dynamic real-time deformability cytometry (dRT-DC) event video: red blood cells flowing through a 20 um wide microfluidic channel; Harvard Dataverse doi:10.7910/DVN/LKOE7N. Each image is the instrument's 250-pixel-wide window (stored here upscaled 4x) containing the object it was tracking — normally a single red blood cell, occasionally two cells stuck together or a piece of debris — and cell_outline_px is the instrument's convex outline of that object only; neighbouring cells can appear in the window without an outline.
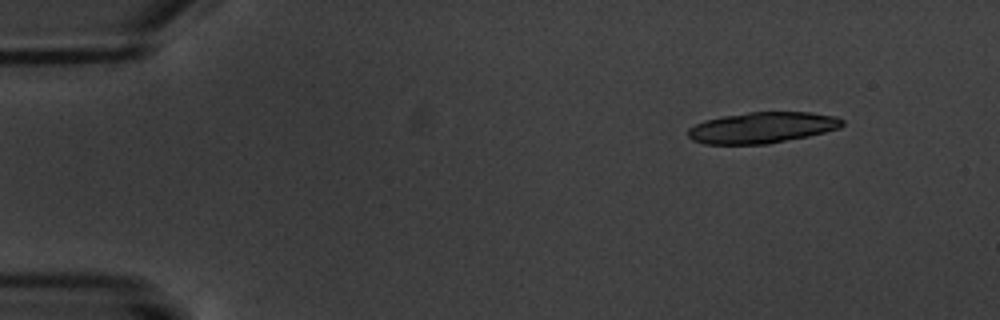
{"species": "common noctule bat (a hibernating species)", "species_latin": "Nyctalus noctula", "temperature_condition": "warm", "stored_images_in_passage": 6, "camera_frame_rate_fps": 3000, "um_per_image_px": 0.085, "animal": {"sex": "male", "body_mass_g": 20.1, "forearm_length_mm": 53.5}, "frame": {"image": 1, "passage_image": 2, "time_ms": 2.0, "image_size_px": [1000, 320], "cell_outline_px": [[844, 124], [840, 128], [808, 136], [768, 144], [704, 144], [692, 140], [688, 136], [688, 128], [704, 120], [724, 116], [748, 112], [812, 112], [836, 116], [844, 120]], "centroid_in_image_um": [64.79, 10.84], "position_along_channel_um": 20.2, "area_um2": 27.98}}
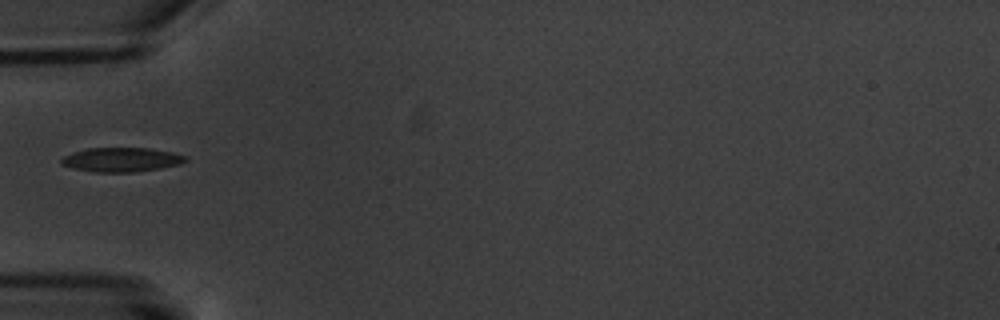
{"frame": {"image": 2, "passage_image": 6, "time_ms": 6.667, "image_size_px": [1000, 320], "cell_outline_px": [[188, 160], [180, 164], [160, 168], [132, 172], [96, 172], [72, 168], [60, 164], [60, 160], [64, 156], [72, 152], [88, 148], [152, 148], [172, 152], [188, 156]], "centroid_in_image_um": [10.33, 13.56], "position_along_channel_um": 74.7, "area_um2": 17.63}}